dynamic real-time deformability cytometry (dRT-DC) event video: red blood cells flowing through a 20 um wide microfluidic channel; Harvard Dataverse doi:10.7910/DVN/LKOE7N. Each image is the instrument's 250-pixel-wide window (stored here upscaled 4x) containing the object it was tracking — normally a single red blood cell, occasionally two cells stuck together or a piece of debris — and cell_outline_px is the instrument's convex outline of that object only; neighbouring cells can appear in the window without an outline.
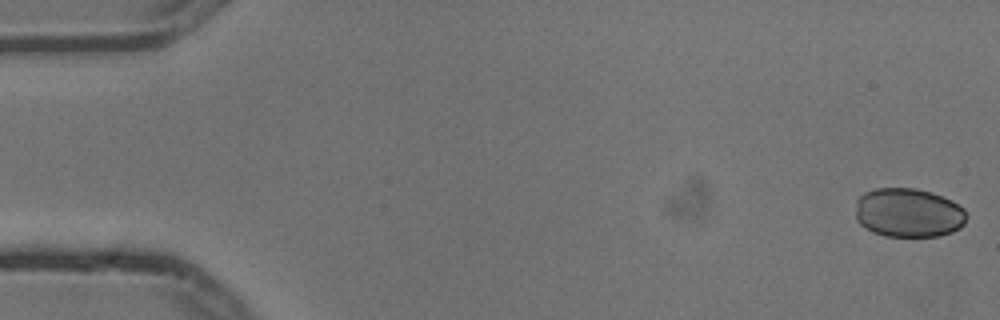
{"species": "common noctule bat (a hibernating species)", "species_latin": "Nyctalus noctula", "temperature_condition": "cold", "stored_images_in_passage": 6, "camera_frame_rate_fps": 3000, "um_per_image_px": 0.085, "animal": {"sex": "male", "body_mass_g": 13.3}, "frame": {"image": 1, "passage_image": 1, "time_ms": 0.0, "image_size_px": [1000, 320], "cell_outline_px": [[964, 224], [960, 228], [952, 232], [940, 236], [884, 236], [872, 232], [860, 224], [856, 220], [856, 200], [864, 192], [876, 188], [916, 188], [932, 192], [952, 200], [964, 208]], "centroid_in_image_um": [77.19, 18.08], "position_along_channel_um": 7.8, "area_um2": 31.96}}